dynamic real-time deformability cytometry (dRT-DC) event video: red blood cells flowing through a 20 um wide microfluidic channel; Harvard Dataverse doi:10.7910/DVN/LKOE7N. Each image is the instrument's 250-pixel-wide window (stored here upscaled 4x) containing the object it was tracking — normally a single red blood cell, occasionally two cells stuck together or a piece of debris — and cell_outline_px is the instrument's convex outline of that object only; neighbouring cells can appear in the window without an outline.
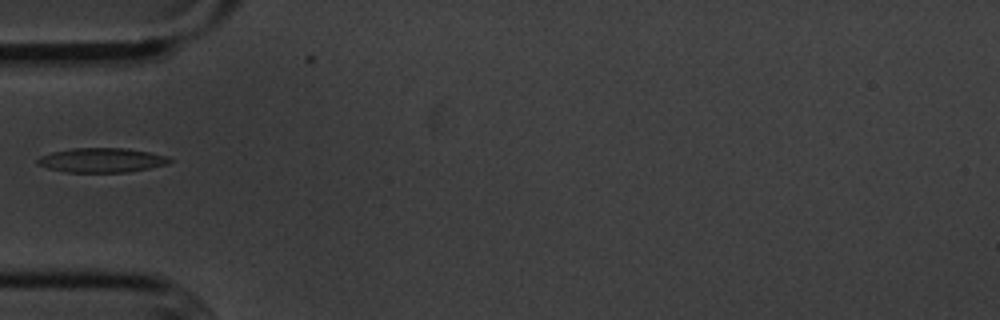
{"species": "common noctule bat (a hibernating species)", "species_latin": "Nyctalus noctula", "temperature_condition": "cold", "stored_images_in_passage": 35, "camera_frame_rate_fps": 3000, "um_per_image_px": 0.085, "animal": {"sex": "male", "body_mass_g": 20.1, "forearm_length_mm": 53.5}, "frame": {"image": 1, "passage_image": 1, "time_ms": 0.0, "image_size_px": [1000, 320], "cell_outline_px": [[172, 160], [168, 164], [128, 172], [64, 172], [48, 168], [36, 164], [36, 160], [40, 156], [52, 152], [72, 148], [128, 148], [168, 156]], "centroid_in_image_um": [8.62, 13.61], "position_along_channel_um": 76.4, "area_um2": 18.84}}
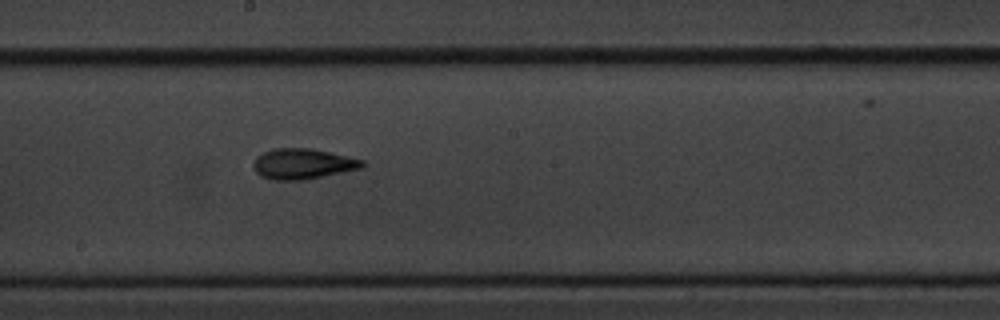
{"frame": {"image": 2, "passage_image": 13, "time_ms": 4.0, "image_size_px": [1000, 320], "cell_outline_px": [[368, 164], [364, 168], [304, 180], [272, 180], [260, 176], [252, 168], [252, 164], [256, 156], [272, 148], [312, 148], [332, 152], [364, 160]], "centroid_in_image_um": [25.76, 13.92], "position_along_channel_um": 222.4, "area_um2": 19.83}}
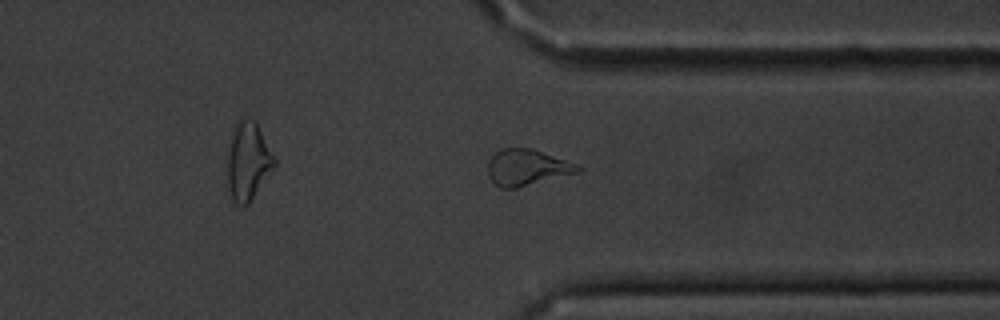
{"frame": {"image": 3, "passage_image": 25, "time_ms": 8.0, "image_size_px": [1000, 320], "cell_outline_px": [[584, 168], [580, 172], [516, 188], [500, 188], [488, 176], [488, 160], [500, 148], [532, 148], [576, 164]], "centroid_in_image_um": [44.78, 14.23], "position_along_channel_um": 366.6, "area_um2": 18.9}}